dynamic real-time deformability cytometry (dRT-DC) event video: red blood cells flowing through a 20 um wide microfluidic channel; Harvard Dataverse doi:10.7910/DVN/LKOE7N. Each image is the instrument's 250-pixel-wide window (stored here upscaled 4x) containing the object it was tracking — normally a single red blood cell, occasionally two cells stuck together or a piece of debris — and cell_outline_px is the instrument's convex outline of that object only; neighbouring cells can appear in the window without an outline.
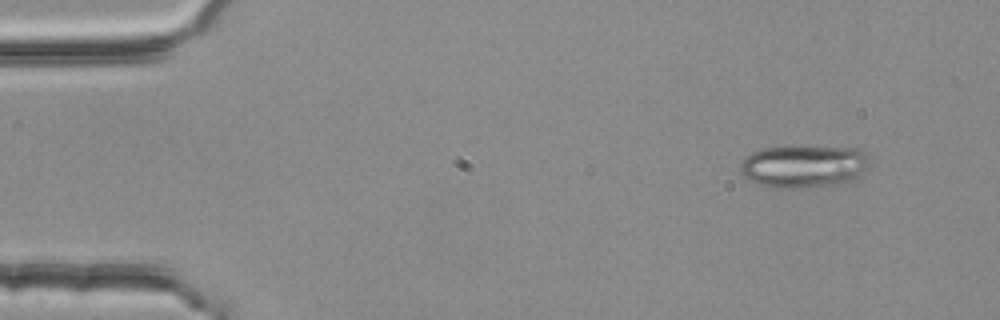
{"species": "common noctule bat (a hibernating species)", "species_latin": "Nyctalus noctula", "temperature_condition": "room temperature", "stored_images_in_passage": 3, "camera_frame_rate_fps": 3000, "um_per_image_px": 0.085, "animal": {"sex": "female", "body_mass_g": 25.1}, "frame": {"image": 1, "passage_image": 3, "time_ms": 0.667, "image_size_px": [1000, 320], "cell_outline_px": [[864, 172], [856, 180], [844, 184], [796, 188], [776, 188], [756, 184], [748, 180], [740, 172], [740, 164], [752, 152], [764, 148], [788, 144], [804, 144], [860, 148], [864, 152]], "centroid_in_image_um": [68.29, 14.1], "position_along_channel_um": 16.7, "area_um2": 33.12}}